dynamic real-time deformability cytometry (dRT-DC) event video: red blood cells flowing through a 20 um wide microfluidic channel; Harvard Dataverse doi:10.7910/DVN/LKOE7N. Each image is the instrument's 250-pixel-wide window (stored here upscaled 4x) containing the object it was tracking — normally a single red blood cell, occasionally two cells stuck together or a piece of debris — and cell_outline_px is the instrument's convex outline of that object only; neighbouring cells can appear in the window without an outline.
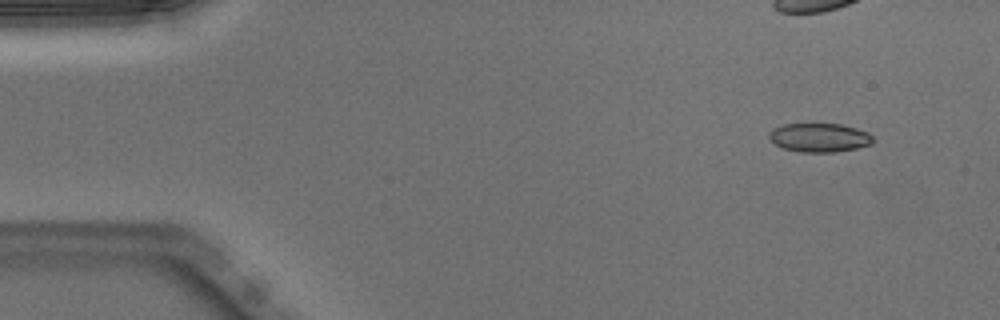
{"species": "Egyptian fruit bat (a non-hibernating species)", "species_latin": "Rousettus aegyptiacus", "temperature_condition": "warm", "stored_images_in_passage": 27, "camera_frame_rate_fps": 3000, "um_per_image_px": 0.085, "animal": {"sex": "male"}, "frame": {"image": 1, "passage_image": 5, "time_ms": 1.333, "image_size_px": [1000, 320], "cell_outline_px": [[872, 144], [856, 148], [832, 152], [800, 152], [784, 148], [776, 144], [768, 136], [768, 132], [772, 128], [780, 124], [840, 124], [856, 128], [868, 132], [872, 136]], "centroid_in_image_um": [69.62, 11.68], "position_along_channel_um": 15.4, "area_um2": 17.4}}
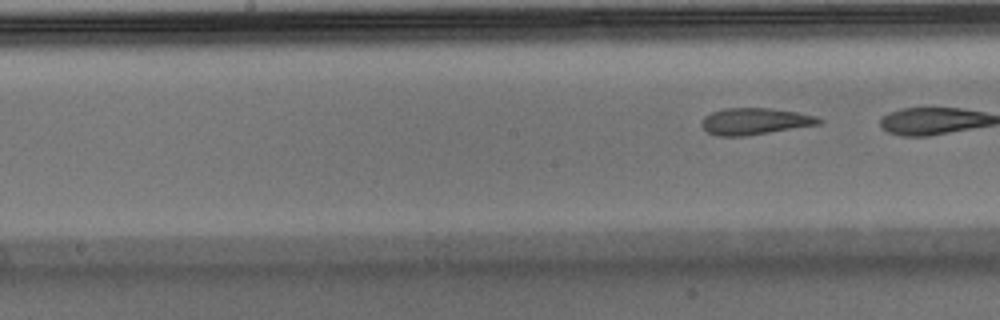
{"frame": {"image": 2, "passage_image": 27, "time_ms": 8.667, "image_size_px": [1000, 320], "cell_outline_px": [[824, 120], [820, 124], [744, 136], [716, 136], [708, 132], [704, 128], [704, 116], [712, 112], [724, 108], [772, 108], [796, 112], [816, 116]], "centroid_in_image_um": [64.19, 10.3], "position_along_channel_um": 184.0, "area_um2": 17.98}}